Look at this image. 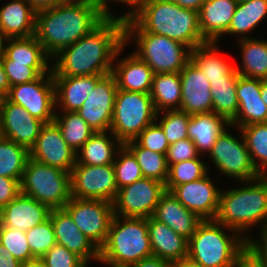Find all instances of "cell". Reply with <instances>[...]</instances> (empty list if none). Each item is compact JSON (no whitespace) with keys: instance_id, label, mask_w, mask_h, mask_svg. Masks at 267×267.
<instances>
[{"instance_id":"obj_42","label":"cell","mask_w":267,"mask_h":267,"mask_svg":"<svg viewBox=\"0 0 267 267\" xmlns=\"http://www.w3.org/2000/svg\"><path fill=\"white\" fill-rule=\"evenodd\" d=\"M113 166L118 189L143 178L136 157L124 144L118 149Z\"/></svg>"},{"instance_id":"obj_21","label":"cell","mask_w":267,"mask_h":267,"mask_svg":"<svg viewBox=\"0 0 267 267\" xmlns=\"http://www.w3.org/2000/svg\"><path fill=\"white\" fill-rule=\"evenodd\" d=\"M238 112L231 126L267 123V106L261 99V80L239 75L237 86Z\"/></svg>"},{"instance_id":"obj_9","label":"cell","mask_w":267,"mask_h":267,"mask_svg":"<svg viewBox=\"0 0 267 267\" xmlns=\"http://www.w3.org/2000/svg\"><path fill=\"white\" fill-rule=\"evenodd\" d=\"M157 116L150 94L118 89L110 132L125 144L156 121Z\"/></svg>"},{"instance_id":"obj_20","label":"cell","mask_w":267,"mask_h":267,"mask_svg":"<svg viewBox=\"0 0 267 267\" xmlns=\"http://www.w3.org/2000/svg\"><path fill=\"white\" fill-rule=\"evenodd\" d=\"M56 243L80 256L87 264L91 259L99 261V248L86 237L64 209H51L50 215Z\"/></svg>"},{"instance_id":"obj_45","label":"cell","mask_w":267,"mask_h":267,"mask_svg":"<svg viewBox=\"0 0 267 267\" xmlns=\"http://www.w3.org/2000/svg\"><path fill=\"white\" fill-rule=\"evenodd\" d=\"M0 243L22 263L34 258L25 231L0 225Z\"/></svg>"},{"instance_id":"obj_63","label":"cell","mask_w":267,"mask_h":267,"mask_svg":"<svg viewBox=\"0 0 267 267\" xmlns=\"http://www.w3.org/2000/svg\"><path fill=\"white\" fill-rule=\"evenodd\" d=\"M4 99H5V96H3V95L0 93V115H1V110H2V105H3Z\"/></svg>"},{"instance_id":"obj_2","label":"cell","mask_w":267,"mask_h":267,"mask_svg":"<svg viewBox=\"0 0 267 267\" xmlns=\"http://www.w3.org/2000/svg\"><path fill=\"white\" fill-rule=\"evenodd\" d=\"M106 16L102 6L87 0H66L36 12L35 34L53 58L61 50L89 34Z\"/></svg>"},{"instance_id":"obj_50","label":"cell","mask_w":267,"mask_h":267,"mask_svg":"<svg viewBox=\"0 0 267 267\" xmlns=\"http://www.w3.org/2000/svg\"><path fill=\"white\" fill-rule=\"evenodd\" d=\"M260 231L258 240L248 237L246 253L261 267H267V227Z\"/></svg>"},{"instance_id":"obj_59","label":"cell","mask_w":267,"mask_h":267,"mask_svg":"<svg viewBox=\"0 0 267 267\" xmlns=\"http://www.w3.org/2000/svg\"><path fill=\"white\" fill-rule=\"evenodd\" d=\"M237 267H261L247 253L240 259Z\"/></svg>"},{"instance_id":"obj_43","label":"cell","mask_w":267,"mask_h":267,"mask_svg":"<svg viewBox=\"0 0 267 267\" xmlns=\"http://www.w3.org/2000/svg\"><path fill=\"white\" fill-rule=\"evenodd\" d=\"M160 116L159 125L161 126L166 139L170 144L183 140L188 137V125L191 115L181 110H166L157 113Z\"/></svg>"},{"instance_id":"obj_34","label":"cell","mask_w":267,"mask_h":267,"mask_svg":"<svg viewBox=\"0 0 267 267\" xmlns=\"http://www.w3.org/2000/svg\"><path fill=\"white\" fill-rule=\"evenodd\" d=\"M242 67L235 65L237 73L244 77L267 80V40L255 38L242 39Z\"/></svg>"},{"instance_id":"obj_7","label":"cell","mask_w":267,"mask_h":267,"mask_svg":"<svg viewBox=\"0 0 267 267\" xmlns=\"http://www.w3.org/2000/svg\"><path fill=\"white\" fill-rule=\"evenodd\" d=\"M125 44L131 38L137 45L135 54L154 72L179 73L191 59V49L166 36L148 33L142 30L130 17L124 19Z\"/></svg>"},{"instance_id":"obj_37","label":"cell","mask_w":267,"mask_h":267,"mask_svg":"<svg viewBox=\"0 0 267 267\" xmlns=\"http://www.w3.org/2000/svg\"><path fill=\"white\" fill-rule=\"evenodd\" d=\"M63 113L59 116L56 112L54 122L60 128L67 145L77 153L95 132L77 112Z\"/></svg>"},{"instance_id":"obj_29","label":"cell","mask_w":267,"mask_h":267,"mask_svg":"<svg viewBox=\"0 0 267 267\" xmlns=\"http://www.w3.org/2000/svg\"><path fill=\"white\" fill-rule=\"evenodd\" d=\"M4 54L12 60V63H28L29 67L34 68L40 75L51 71L49 59L42 44L33 35L25 38L6 39Z\"/></svg>"},{"instance_id":"obj_32","label":"cell","mask_w":267,"mask_h":267,"mask_svg":"<svg viewBox=\"0 0 267 267\" xmlns=\"http://www.w3.org/2000/svg\"><path fill=\"white\" fill-rule=\"evenodd\" d=\"M217 45V42H208L191 50V60L209 82L228 80L236 72L235 66L219 54Z\"/></svg>"},{"instance_id":"obj_25","label":"cell","mask_w":267,"mask_h":267,"mask_svg":"<svg viewBox=\"0 0 267 267\" xmlns=\"http://www.w3.org/2000/svg\"><path fill=\"white\" fill-rule=\"evenodd\" d=\"M152 217L187 239L194 234L198 224L202 221L169 191L161 196Z\"/></svg>"},{"instance_id":"obj_55","label":"cell","mask_w":267,"mask_h":267,"mask_svg":"<svg viewBox=\"0 0 267 267\" xmlns=\"http://www.w3.org/2000/svg\"><path fill=\"white\" fill-rule=\"evenodd\" d=\"M27 1L36 12H39L41 10L52 8L55 5H58L59 3L64 2L66 0H27Z\"/></svg>"},{"instance_id":"obj_31","label":"cell","mask_w":267,"mask_h":267,"mask_svg":"<svg viewBox=\"0 0 267 267\" xmlns=\"http://www.w3.org/2000/svg\"><path fill=\"white\" fill-rule=\"evenodd\" d=\"M226 126L232 127L223 117L213 112L194 114L190 117L188 137L194 142L199 153H209Z\"/></svg>"},{"instance_id":"obj_54","label":"cell","mask_w":267,"mask_h":267,"mask_svg":"<svg viewBox=\"0 0 267 267\" xmlns=\"http://www.w3.org/2000/svg\"><path fill=\"white\" fill-rule=\"evenodd\" d=\"M22 262L16 259L8 250L0 243V267H21Z\"/></svg>"},{"instance_id":"obj_62","label":"cell","mask_w":267,"mask_h":267,"mask_svg":"<svg viewBox=\"0 0 267 267\" xmlns=\"http://www.w3.org/2000/svg\"><path fill=\"white\" fill-rule=\"evenodd\" d=\"M4 41H6V38L4 37V35L0 30V56L4 53V43H5Z\"/></svg>"},{"instance_id":"obj_64","label":"cell","mask_w":267,"mask_h":267,"mask_svg":"<svg viewBox=\"0 0 267 267\" xmlns=\"http://www.w3.org/2000/svg\"><path fill=\"white\" fill-rule=\"evenodd\" d=\"M87 1L95 2L102 6V0H87Z\"/></svg>"},{"instance_id":"obj_5","label":"cell","mask_w":267,"mask_h":267,"mask_svg":"<svg viewBox=\"0 0 267 267\" xmlns=\"http://www.w3.org/2000/svg\"><path fill=\"white\" fill-rule=\"evenodd\" d=\"M246 251L247 240L215 219L202 220L188 239V257L203 267H237Z\"/></svg>"},{"instance_id":"obj_19","label":"cell","mask_w":267,"mask_h":267,"mask_svg":"<svg viewBox=\"0 0 267 267\" xmlns=\"http://www.w3.org/2000/svg\"><path fill=\"white\" fill-rule=\"evenodd\" d=\"M182 93L180 110L189 115L213 112L210 82L190 59L179 72Z\"/></svg>"},{"instance_id":"obj_38","label":"cell","mask_w":267,"mask_h":267,"mask_svg":"<svg viewBox=\"0 0 267 267\" xmlns=\"http://www.w3.org/2000/svg\"><path fill=\"white\" fill-rule=\"evenodd\" d=\"M252 164L260 176H267V123L240 127Z\"/></svg>"},{"instance_id":"obj_40","label":"cell","mask_w":267,"mask_h":267,"mask_svg":"<svg viewBox=\"0 0 267 267\" xmlns=\"http://www.w3.org/2000/svg\"><path fill=\"white\" fill-rule=\"evenodd\" d=\"M136 157L143 177L166 183L168 165L166 155L140 147L134 140L124 144Z\"/></svg>"},{"instance_id":"obj_16","label":"cell","mask_w":267,"mask_h":267,"mask_svg":"<svg viewBox=\"0 0 267 267\" xmlns=\"http://www.w3.org/2000/svg\"><path fill=\"white\" fill-rule=\"evenodd\" d=\"M29 157L41 164L67 172H71L76 164V153L67 145L54 121L42 126L39 136L29 150Z\"/></svg>"},{"instance_id":"obj_41","label":"cell","mask_w":267,"mask_h":267,"mask_svg":"<svg viewBox=\"0 0 267 267\" xmlns=\"http://www.w3.org/2000/svg\"><path fill=\"white\" fill-rule=\"evenodd\" d=\"M207 166L199 157L171 164L168 167V178L165 183L166 191L170 192L178 185L203 178L209 172L210 167Z\"/></svg>"},{"instance_id":"obj_53","label":"cell","mask_w":267,"mask_h":267,"mask_svg":"<svg viewBox=\"0 0 267 267\" xmlns=\"http://www.w3.org/2000/svg\"><path fill=\"white\" fill-rule=\"evenodd\" d=\"M130 267H173V263L152 255L132 264Z\"/></svg>"},{"instance_id":"obj_12","label":"cell","mask_w":267,"mask_h":267,"mask_svg":"<svg viewBox=\"0 0 267 267\" xmlns=\"http://www.w3.org/2000/svg\"><path fill=\"white\" fill-rule=\"evenodd\" d=\"M5 98L9 102L22 106L30 115L44 124L53 122L56 114V100L52 70L35 81L10 87Z\"/></svg>"},{"instance_id":"obj_22","label":"cell","mask_w":267,"mask_h":267,"mask_svg":"<svg viewBox=\"0 0 267 267\" xmlns=\"http://www.w3.org/2000/svg\"><path fill=\"white\" fill-rule=\"evenodd\" d=\"M51 209L20 193L13 201L0 210L1 226L27 231L49 218Z\"/></svg>"},{"instance_id":"obj_26","label":"cell","mask_w":267,"mask_h":267,"mask_svg":"<svg viewBox=\"0 0 267 267\" xmlns=\"http://www.w3.org/2000/svg\"><path fill=\"white\" fill-rule=\"evenodd\" d=\"M103 76L53 77L56 107L60 105L63 112H77Z\"/></svg>"},{"instance_id":"obj_56","label":"cell","mask_w":267,"mask_h":267,"mask_svg":"<svg viewBox=\"0 0 267 267\" xmlns=\"http://www.w3.org/2000/svg\"><path fill=\"white\" fill-rule=\"evenodd\" d=\"M174 2L175 4H178L180 7L185 9H191L199 12L202 3L205 0H170Z\"/></svg>"},{"instance_id":"obj_1","label":"cell","mask_w":267,"mask_h":267,"mask_svg":"<svg viewBox=\"0 0 267 267\" xmlns=\"http://www.w3.org/2000/svg\"><path fill=\"white\" fill-rule=\"evenodd\" d=\"M125 44L124 19L106 17L89 34L61 50L53 59V77L108 75Z\"/></svg>"},{"instance_id":"obj_3","label":"cell","mask_w":267,"mask_h":267,"mask_svg":"<svg viewBox=\"0 0 267 267\" xmlns=\"http://www.w3.org/2000/svg\"><path fill=\"white\" fill-rule=\"evenodd\" d=\"M130 18L145 32L166 36L191 50L208 43L200 32L199 12L170 0H147Z\"/></svg>"},{"instance_id":"obj_39","label":"cell","mask_w":267,"mask_h":267,"mask_svg":"<svg viewBox=\"0 0 267 267\" xmlns=\"http://www.w3.org/2000/svg\"><path fill=\"white\" fill-rule=\"evenodd\" d=\"M29 158L27 148L0 136V176L20 182Z\"/></svg>"},{"instance_id":"obj_65","label":"cell","mask_w":267,"mask_h":267,"mask_svg":"<svg viewBox=\"0 0 267 267\" xmlns=\"http://www.w3.org/2000/svg\"><path fill=\"white\" fill-rule=\"evenodd\" d=\"M238 3H240V2H243V1H247V0H236Z\"/></svg>"},{"instance_id":"obj_35","label":"cell","mask_w":267,"mask_h":267,"mask_svg":"<svg viewBox=\"0 0 267 267\" xmlns=\"http://www.w3.org/2000/svg\"><path fill=\"white\" fill-rule=\"evenodd\" d=\"M267 15V0H247L237 4L226 34H236L239 40L251 38L249 32L257 28ZM248 33V34H247ZM248 35V36H246Z\"/></svg>"},{"instance_id":"obj_47","label":"cell","mask_w":267,"mask_h":267,"mask_svg":"<svg viewBox=\"0 0 267 267\" xmlns=\"http://www.w3.org/2000/svg\"><path fill=\"white\" fill-rule=\"evenodd\" d=\"M46 267H87V263L65 246L55 244L42 257Z\"/></svg>"},{"instance_id":"obj_61","label":"cell","mask_w":267,"mask_h":267,"mask_svg":"<svg viewBox=\"0 0 267 267\" xmlns=\"http://www.w3.org/2000/svg\"><path fill=\"white\" fill-rule=\"evenodd\" d=\"M261 99L267 106V80H261Z\"/></svg>"},{"instance_id":"obj_28","label":"cell","mask_w":267,"mask_h":267,"mask_svg":"<svg viewBox=\"0 0 267 267\" xmlns=\"http://www.w3.org/2000/svg\"><path fill=\"white\" fill-rule=\"evenodd\" d=\"M36 11L27 0H12L0 8V30L6 39L35 34Z\"/></svg>"},{"instance_id":"obj_49","label":"cell","mask_w":267,"mask_h":267,"mask_svg":"<svg viewBox=\"0 0 267 267\" xmlns=\"http://www.w3.org/2000/svg\"><path fill=\"white\" fill-rule=\"evenodd\" d=\"M199 152L190 138L179 140L169 145L166 153L168 167L171 164L199 157Z\"/></svg>"},{"instance_id":"obj_17","label":"cell","mask_w":267,"mask_h":267,"mask_svg":"<svg viewBox=\"0 0 267 267\" xmlns=\"http://www.w3.org/2000/svg\"><path fill=\"white\" fill-rule=\"evenodd\" d=\"M174 187L170 192L202 220H214L219 208L218 189L208 176Z\"/></svg>"},{"instance_id":"obj_13","label":"cell","mask_w":267,"mask_h":267,"mask_svg":"<svg viewBox=\"0 0 267 267\" xmlns=\"http://www.w3.org/2000/svg\"><path fill=\"white\" fill-rule=\"evenodd\" d=\"M166 192L161 181L143 177L119 188L113 201L114 215L122 217L149 218Z\"/></svg>"},{"instance_id":"obj_4","label":"cell","mask_w":267,"mask_h":267,"mask_svg":"<svg viewBox=\"0 0 267 267\" xmlns=\"http://www.w3.org/2000/svg\"><path fill=\"white\" fill-rule=\"evenodd\" d=\"M242 184L246 186L220 191L215 220L241 233L247 240V231L252 226L261 224V229L267 227V176Z\"/></svg>"},{"instance_id":"obj_36","label":"cell","mask_w":267,"mask_h":267,"mask_svg":"<svg viewBox=\"0 0 267 267\" xmlns=\"http://www.w3.org/2000/svg\"><path fill=\"white\" fill-rule=\"evenodd\" d=\"M237 71L228 80L210 82L213 113L223 117L229 124L236 118L238 112Z\"/></svg>"},{"instance_id":"obj_30","label":"cell","mask_w":267,"mask_h":267,"mask_svg":"<svg viewBox=\"0 0 267 267\" xmlns=\"http://www.w3.org/2000/svg\"><path fill=\"white\" fill-rule=\"evenodd\" d=\"M109 133L112 136L109 137L107 135ZM122 145L110 131L95 132L76 153V164L98 166L113 164Z\"/></svg>"},{"instance_id":"obj_10","label":"cell","mask_w":267,"mask_h":267,"mask_svg":"<svg viewBox=\"0 0 267 267\" xmlns=\"http://www.w3.org/2000/svg\"><path fill=\"white\" fill-rule=\"evenodd\" d=\"M237 129L241 133L242 140L235 138L227 129H224L208 156L223 175L241 182L252 181L260 175L252 164L242 132L240 128Z\"/></svg>"},{"instance_id":"obj_15","label":"cell","mask_w":267,"mask_h":267,"mask_svg":"<svg viewBox=\"0 0 267 267\" xmlns=\"http://www.w3.org/2000/svg\"><path fill=\"white\" fill-rule=\"evenodd\" d=\"M117 90L115 77L103 76L77 111L94 132L110 131Z\"/></svg>"},{"instance_id":"obj_48","label":"cell","mask_w":267,"mask_h":267,"mask_svg":"<svg viewBox=\"0 0 267 267\" xmlns=\"http://www.w3.org/2000/svg\"><path fill=\"white\" fill-rule=\"evenodd\" d=\"M5 73L7 75L10 87L35 81L41 75L32 67L28 66V63H12L4 53L0 56Z\"/></svg>"},{"instance_id":"obj_58","label":"cell","mask_w":267,"mask_h":267,"mask_svg":"<svg viewBox=\"0 0 267 267\" xmlns=\"http://www.w3.org/2000/svg\"><path fill=\"white\" fill-rule=\"evenodd\" d=\"M173 267H203L198 262H195L194 260L190 259L188 256L185 258H182L181 260L173 263Z\"/></svg>"},{"instance_id":"obj_18","label":"cell","mask_w":267,"mask_h":267,"mask_svg":"<svg viewBox=\"0 0 267 267\" xmlns=\"http://www.w3.org/2000/svg\"><path fill=\"white\" fill-rule=\"evenodd\" d=\"M44 123L22 106L4 99L0 115V136L28 150L34 145Z\"/></svg>"},{"instance_id":"obj_14","label":"cell","mask_w":267,"mask_h":267,"mask_svg":"<svg viewBox=\"0 0 267 267\" xmlns=\"http://www.w3.org/2000/svg\"><path fill=\"white\" fill-rule=\"evenodd\" d=\"M71 197L100 199L113 203L118 186L113 164H75L70 172Z\"/></svg>"},{"instance_id":"obj_51","label":"cell","mask_w":267,"mask_h":267,"mask_svg":"<svg viewBox=\"0 0 267 267\" xmlns=\"http://www.w3.org/2000/svg\"><path fill=\"white\" fill-rule=\"evenodd\" d=\"M20 193V182L17 179L0 176V210Z\"/></svg>"},{"instance_id":"obj_60","label":"cell","mask_w":267,"mask_h":267,"mask_svg":"<svg viewBox=\"0 0 267 267\" xmlns=\"http://www.w3.org/2000/svg\"><path fill=\"white\" fill-rule=\"evenodd\" d=\"M21 267H46V264L42 258L34 257L23 262Z\"/></svg>"},{"instance_id":"obj_8","label":"cell","mask_w":267,"mask_h":267,"mask_svg":"<svg viewBox=\"0 0 267 267\" xmlns=\"http://www.w3.org/2000/svg\"><path fill=\"white\" fill-rule=\"evenodd\" d=\"M20 192L50 209L63 208L71 199L70 172L28 159Z\"/></svg>"},{"instance_id":"obj_44","label":"cell","mask_w":267,"mask_h":267,"mask_svg":"<svg viewBox=\"0 0 267 267\" xmlns=\"http://www.w3.org/2000/svg\"><path fill=\"white\" fill-rule=\"evenodd\" d=\"M27 242L33 257L42 258L56 244L50 217L26 231Z\"/></svg>"},{"instance_id":"obj_27","label":"cell","mask_w":267,"mask_h":267,"mask_svg":"<svg viewBox=\"0 0 267 267\" xmlns=\"http://www.w3.org/2000/svg\"><path fill=\"white\" fill-rule=\"evenodd\" d=\"M111 74L118 89L150 94L154 72L134 52L116 61Z\"/></svg>"},{"instance_id":"obj_46","label":"cell","mask_w":267,"mask_h":267,"mask_svg":"<svg viewBox=\"0 0 267 267\" xmlns=\"http://www.w3.org/2000/svg\"><path fill=\"white\" fill-rule=\"evenodd\" d=\"M157 119L152 124L147 126L134 141L143 148L155 151L161 154L167 153L169 143L166 139L161 126L156 123Z\"/></svg>"},{"instance_id":"obj_33","label":"cell","mask_w":267,"mask_h":267,"mask_svg":"<svg viewBox=\"0 0 267 267\" xmlns=\"http://www.w3.org/2000/svg\"><path fill=\"white\" fill-rule=\"evenodd\" d=\"M182 85L179 73L154 74L150 96L157 113L180 110Z\"/></svg>"},{"instance_id":"obj_57","label":"cell","mask_w":267,"mask_h":267,"mask_svg":"<svg viewBox=\"0 0 267 267\" xmlns=\"http://www.w3.org/2000/svg\"><path fill=\"white\" fill-rule=\"evenodd\" d=\"M9 89L10 83L8 81L7 75L0 59V93L6 97L9 93Z\"/></svg>"},{"instance_id":"obj_52","label":"cell","mask_w":267,"mask_h":267,"mask_svg":"<svg viewBox=\"0 0 267 267\" xmlns=\"http://www.w3.org/2000/svg\"><path fill=\"white\" fill-rule=\"evenodd\" d=\"M114 1H117V2L119 1L122 4L123 3L128 4L129 7H131L132 11L129 9V12L123 13V15L119 16L122 19H127L131 15H133L147 0H114ZM102 9L106 17H116V14L114 15L109 10L108 0H102Z\"/></svg>"},{"instance_id":"obj_23","label":"cell","mask_w":267,"mask_h":267,"mask_svg":"<svg viewBox=\"0 0 267 267\" xmlns=\"http://www.w3.org/2000/svg\"><path fill=\"white\" fill-rule=\"evenodd\" d=\"M153 256L175 263L188 256V239L152 216L147 218Z\"/></svg>"},{"instance_id":"obj_24","label":"cell","mask_w":267,"mask_h":267,"mask_svg":"<svg viewBox=\"0 0 267 267\" xmlns=\"http://www.w3.org/2000/svg\"><path fill=\"white\" fill-rule=\"evenodd\" d=\"M236 0H205L199 10L202 37L207 42H217L225 35L235 13Z\"/></svg>"},{"instance_id":"obj_6","label":"cell","mask_w":267,"mask_h":267,"mask_svg":"<svg viewBox=\"0 0 267 267\" xmlns=\"http://www.w3.org/2000/svg\"><path fill=\"white\" fill-rule=\"evenodd\" d=\"M147 218L114 215L99 261L110 267H130L152 256Z\"/></svg>"},{"instance_id":"obj_11","label":"cell","mask_w":267,"mask_h":267,"mask_svg":"<svg viewBox=\"0 0 267 267\" xmlns=\"http://www.w3.org/2000/svg\"><path fill=\"white\" fill-rule=\"evenodd\" d=\"M63 208L80 231L99 249L105 244L114 217L112 203L100 199L71 197Z\"/></svg>"}]
</instances>
